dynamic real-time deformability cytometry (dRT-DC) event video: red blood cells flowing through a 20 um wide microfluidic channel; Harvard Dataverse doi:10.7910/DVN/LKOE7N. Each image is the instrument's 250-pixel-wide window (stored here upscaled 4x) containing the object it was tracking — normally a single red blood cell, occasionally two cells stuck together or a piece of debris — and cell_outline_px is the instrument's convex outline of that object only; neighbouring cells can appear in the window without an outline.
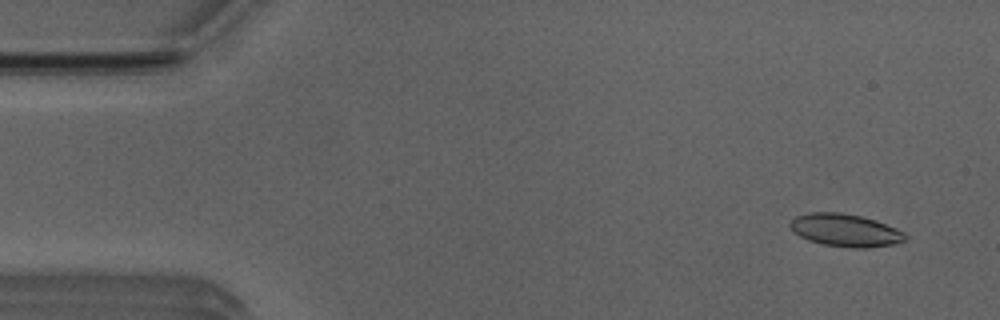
{"species": "Egyptian fruit bat (a non-hibernating species)", "species_latin": "Rousettus aegyptiacus", "temperature_condition": "room temperature", "stored_images_in_passage": 10, "camera_frame_rate_fps": 3000, "um_per_image_px": 0.085, "animal": {"sex": "male"}, "frame": {"image": 1, "passage_image": 3, "time_ms": 0.667, "image_size_px": [1000, 320], "cell_outline_px": [[908, 240], [892, 244], [868, 248], [852, 248], [824, 244], [808, 240], [800, 236], [788, 224], [796, 216], [808, 212], [840, 212], [860, 216], [876, 220], [896, 228], [904, 232], [908, 236]], "centroid_in_image_um": [71.89, 19.57], "position_along_channel_um": 13.1, "area_um2": 21.91}}